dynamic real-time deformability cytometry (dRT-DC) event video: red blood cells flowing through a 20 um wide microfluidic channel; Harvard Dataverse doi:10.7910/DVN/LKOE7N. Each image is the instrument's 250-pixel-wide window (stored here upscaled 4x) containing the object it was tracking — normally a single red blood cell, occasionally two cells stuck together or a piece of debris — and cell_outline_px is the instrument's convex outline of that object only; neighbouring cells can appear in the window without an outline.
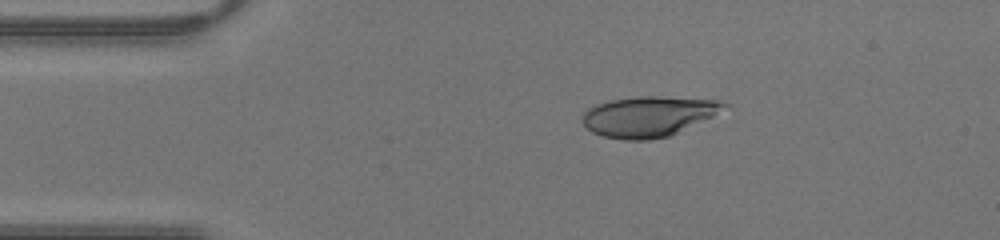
{"species": "human", "species_latin": "Homo sapiens", "temperature_condition": "warm", "stored_images_in_passage": 36, "camera_frame_rate_fps": 3000, "um_per_image_px": 0.085, "donor": {"sex": "male"}, "frame": {"image": 1, "passage_image": 1, "time_ms": 0.0, "image_size_px": [1000, 240], "cell_outline_px": [[732, 104], [712, 116], [668, 136], [648, 140], [624, 140], [604, 136], [592, 132], [584, 124], [584, 112], [588, 108], [596, 104], [608, 100], [636, 96], [660, 96], [724, 100]], "centroid_in_image_um": [55.15, 9.87], "position_along_channel_um": 29.8, "area_um2": 33.29}}
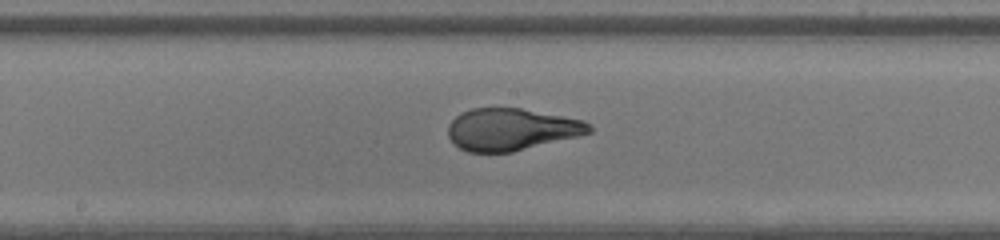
{"frame": {"image": 2, "passage_image": 15, "time_ms": 4.667, "image_size_px": [1000, 240], "cell_outline_px": [[592, 132], [512, 152], [468, 152], [460, 148], [448, 136], [448, 124], [460, 112], [472, 108], [520, 108], [584, 120], [592, 128]], "centroid_in_image_um": [43.43, 10.99], "position_along_channel_um": 204.8, "area_um2": 34.28}}
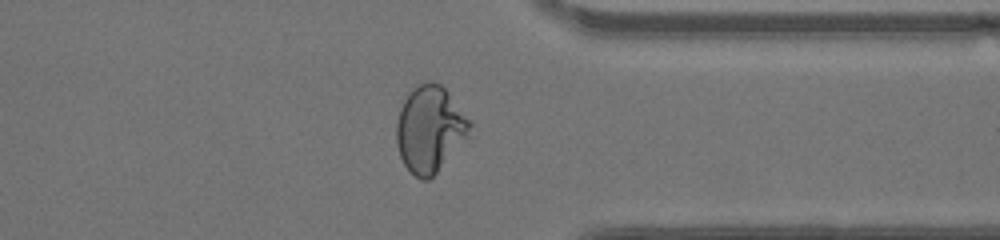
{"frame": {"image": 3, "passage_image": 26, "time_ms": 8.333, "image_size_px": [1000, 240], "cell_outline_px": [[472, 124], [468, 136], [436, 172], [428, 180], [420, 180], [404, 164], [400, 156], [396, 144], [396, 124], [400, 108], [404, 100], [424, 80], [432, 80], [440, 84], [448, 92]], "centroid_in_image_um": [36.52, 10.97], "position_along_channel_um": 374.9, "area_um2": 36.24}}